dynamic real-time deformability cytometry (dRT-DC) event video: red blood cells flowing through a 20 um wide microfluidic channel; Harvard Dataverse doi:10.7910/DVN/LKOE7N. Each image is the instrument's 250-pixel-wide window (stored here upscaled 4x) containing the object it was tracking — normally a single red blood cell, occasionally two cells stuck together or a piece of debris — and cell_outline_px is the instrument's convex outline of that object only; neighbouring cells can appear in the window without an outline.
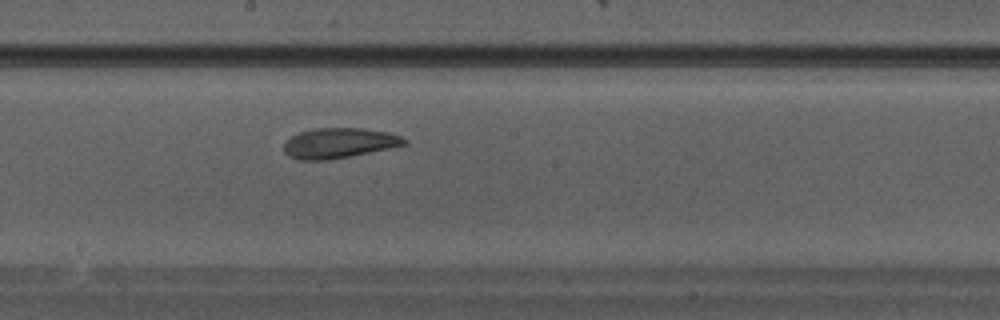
{"species": "Egyptian fruit bat (a non-hibernating species)", "species_latin": "Rousettus aegyptiacus", "temperature_condition": "warm", "stored_images_in_passage": 29, "camera_frame_rate_fps": 3000, "um_per_image_px": 0.085, "animal": {"sex": "male"}, "frame": {"image": 1, "passage_image": 17, "time_ms": 5.333, "image_size_px": [1000, 320], "cell_outline_px": [[408, 144], [328, 160], [296, 160], [288, 156], [284, 152], [284, 144], [292, 136], [300, 132], [316, 128], [364, 128], [388, 132], [400, 136], [408, 140]], "centroid_in_image_um": [28.8, 12.16], "position_along_channel_um": 219.4, "area_um2": 21.04}}